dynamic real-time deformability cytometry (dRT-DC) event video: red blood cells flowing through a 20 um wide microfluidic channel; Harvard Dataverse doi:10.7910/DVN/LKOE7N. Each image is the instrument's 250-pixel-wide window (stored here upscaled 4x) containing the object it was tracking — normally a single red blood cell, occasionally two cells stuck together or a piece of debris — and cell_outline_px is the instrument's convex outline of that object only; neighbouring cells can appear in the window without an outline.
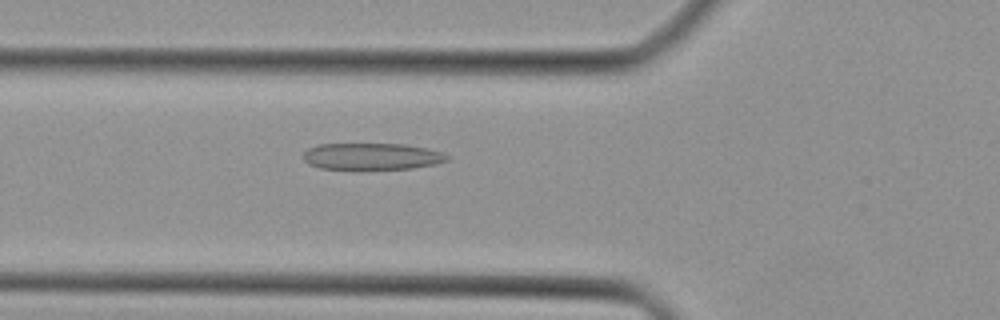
{"species": "Egyptian fruit bat (a non-hibernating species)", "species_latin": "Rousettus aegyptiacus", "temperature_condition": "cold", "stored_images_in_passage": 26, "camera_frame_rate_fps": 3000, "um_per_image_px": 0.085, "animal": {"sex": "female"}, "frame": {"image": 1, "passage_image": 4, "time_ms": 1.0, "image_size_px": [1000, 320], "cell_outline_px": [[448, 160], [436, 164], [412, 168], [364, 172], [356, 172], [320, 168], [308, 164], [304, 160], [304, 152], [308, 148], [316, 144], [404, 144], [428, 148], [440, 152], [448, 156]], "centroid_in_image_um": [31.55, 13.34], "position_along_channel_um": 94.2, "area_um2": 23.47}}
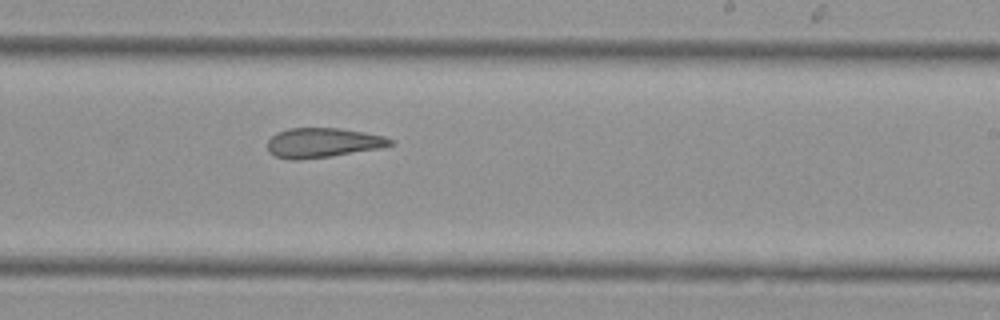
{"frame": {"image": 2, "passage_image": 15, "time_ms": 4.667, "image_size_px": [1000, 320], "cell_outline_px": [[392, 144], [380, 148], [332, 156], [296, 160], [292, 160], [276, 156], [268, 152], [268, 140], [276, 132], [288, 128], [340, 128], [364, 132], [384, 136], [392, 140]], "centroid_in_image_um": [27.4, 12.13], "position_along_channel_um": 261.6, "area_um2": 21.15}}
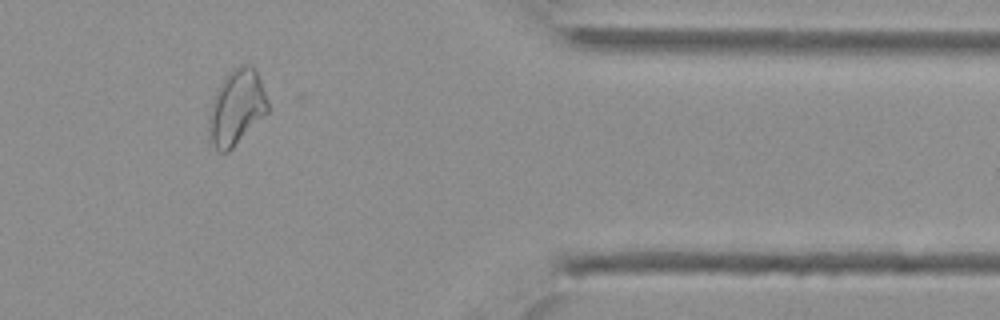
{"frame": {"image": 3, "passage_image": 25, "time_ms": 8.0, "image_size_px": [1000, 320], "cell_outline_px": [[268, 112], [228, 152], [220, 152], [212, 144], [208, 136], [208, 116], [212, 100], [220, 84], [228, 72], [232, 68], [240, 64], [252, 64], [256, 68], [268, 100]], "centroid_in_image_um": [20.1, 9.1], "position_along_channel_um": 391.3, "area_um2": 26.01}}